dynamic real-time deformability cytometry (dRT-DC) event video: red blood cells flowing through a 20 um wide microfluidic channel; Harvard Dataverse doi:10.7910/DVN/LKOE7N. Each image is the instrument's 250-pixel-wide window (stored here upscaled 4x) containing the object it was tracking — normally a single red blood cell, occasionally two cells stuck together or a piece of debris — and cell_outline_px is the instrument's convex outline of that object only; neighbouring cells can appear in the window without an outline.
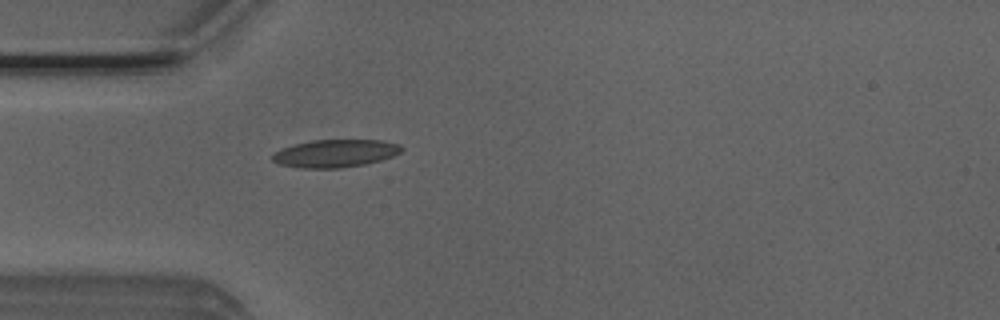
{"species": "Egyptian fruit bat (a non-hibernating species)", "species_latin": "Rousettus aegyptiacus", "temperature_condition": "room temperature", "stored_images_in_passage": 1, "camera_frame_rate_fps": 3000, "um_per_image_px": 0.085, "animal": {"sex": "male"}, "frame": {"image": 1, "passage_image": 1, "time_ms": 0.0, "image_size_px": [1000, 320], "cell_outline_px": [[404, 148], [400, 152], [392, 156], [380, 160], [364, 164], [340, 168], [304, 168], [280, 164], [272, 160], [272, 156], [276, 152], [284, 148], [296, 144], [312, 140], [384, 140], [400, 144]], "centroid_in_image_um": [28.55, 13.03], "position_along_channel_um": 56.5, "area_um2": 20.63}}